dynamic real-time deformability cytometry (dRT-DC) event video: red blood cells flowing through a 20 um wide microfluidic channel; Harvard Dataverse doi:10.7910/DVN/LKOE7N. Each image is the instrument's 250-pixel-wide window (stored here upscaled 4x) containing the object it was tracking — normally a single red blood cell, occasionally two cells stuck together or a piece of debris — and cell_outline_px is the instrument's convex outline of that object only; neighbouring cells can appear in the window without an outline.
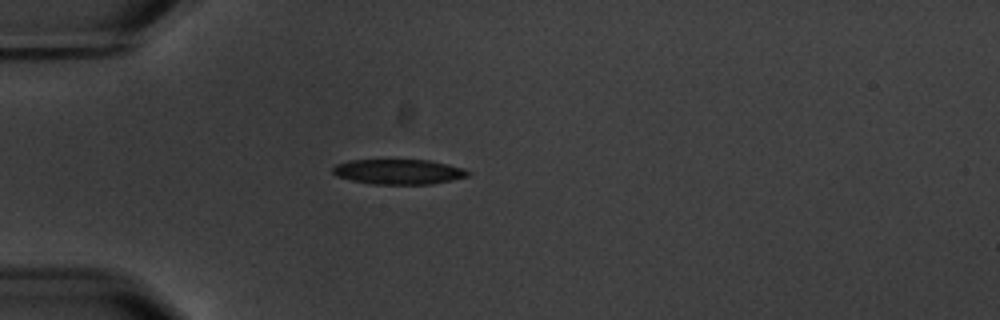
{"species": "common noctule bat (a hibernating species)", "species_latin": "Nyctalus noctula", "temperature_condition": "warm", "stored_images_in_passage": 2, "camera_frame_rate_fps": 3000, "um_per_image_px": 0.085, "animal": {"sex": "male", "body_mass_g": 20.1, "forearm_length_mm": 53.5}, "frame": {"image": 1, "passage_image": 2, "time_ms": 1.333, "image_size_px": [1000, 320], "cell_outline_px": [[472, 172], [468, 176], [452, 180], [432, 184], [372, 184], [352, 180], [336, 176], [332, 172], [332, 168], [336, 164], [348, 160], [428, 160], [448, 164], [464, 168]], "centroid_in_image_um": [33.89, 14.59], "position_along_channel_um": 51.1, "area_um2": 19.83}}